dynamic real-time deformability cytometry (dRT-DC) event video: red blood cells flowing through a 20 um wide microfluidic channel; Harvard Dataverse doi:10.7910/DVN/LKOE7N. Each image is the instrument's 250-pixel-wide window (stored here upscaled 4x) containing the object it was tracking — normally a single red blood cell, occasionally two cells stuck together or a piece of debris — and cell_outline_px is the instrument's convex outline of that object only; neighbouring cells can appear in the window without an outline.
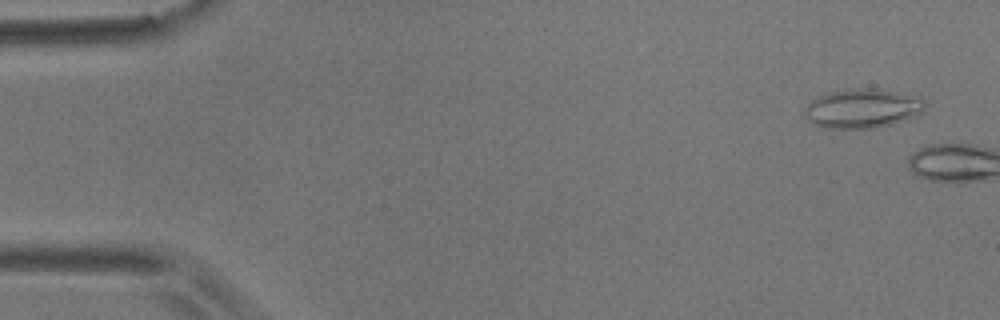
{"species": "common noctule bat (a hibernating species)", "species_latin": "Nyctalus noctula", "temperature_condition": "room temperature", "stored_images_in_passage": 5, "camera_frame_rate_fps": 3000, "um_per_image_px": 0.085, "animal": {"sex": "male", "body_mass_g": 17.9}, "frame": {"image": 1, "passage_image": 3, "time_ms": 0.667, "image_size_px": [1000, 320], "cell_outline_px": [[924, 108], [916, 116], [892, 124], [876, 128], [824, 128], [808, 120], [804, 116], [804, 108], [816, 96], [828, 92], [860, 88], [872, 88], [920, 96], [924, 100]], "centroid_in_image_um": [73.29, 9.22], "position_along_channel_um": 11.7, "area_um2": 27.51}}